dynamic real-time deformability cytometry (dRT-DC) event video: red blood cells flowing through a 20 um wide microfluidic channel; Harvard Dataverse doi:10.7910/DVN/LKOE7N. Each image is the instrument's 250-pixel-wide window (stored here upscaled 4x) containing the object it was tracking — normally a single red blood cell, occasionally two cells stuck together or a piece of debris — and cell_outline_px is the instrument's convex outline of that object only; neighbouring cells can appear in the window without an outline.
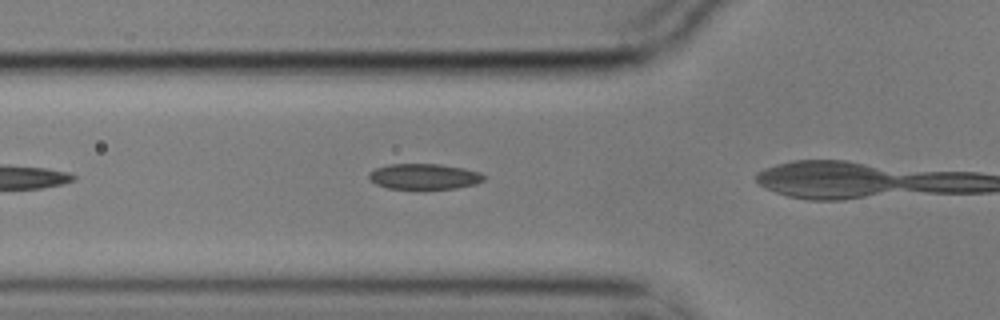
{"species": "common noctule bat (a hibernating species)", "species_latin": "Nyctalus noctula", "temperature_condition": "cold", "stored_images_in_passage": 6, "camera_frame_rate_fps": 3000, "um_per_image_px": 0.085, "animal": {"sex": "male", "body_mass_g": 17.9}, "frame": {"image": 1, "passage_image": 5, "time_ms": 1.333, "image_size_px": [1000, 320], "cell_outline_px": [[488, 176], [484, 180], [476, 184], [456, 188], [424, 192], [388, 188], [376, 184], [368, 176], [368, 172], [376, 168], [388, 164], [440, 164], [464, 168], [480, 172]], "centroid_in_image_um": [36.08, 15.05], "position_along_channel_um": 89.7, "area_um2": 18.09}}